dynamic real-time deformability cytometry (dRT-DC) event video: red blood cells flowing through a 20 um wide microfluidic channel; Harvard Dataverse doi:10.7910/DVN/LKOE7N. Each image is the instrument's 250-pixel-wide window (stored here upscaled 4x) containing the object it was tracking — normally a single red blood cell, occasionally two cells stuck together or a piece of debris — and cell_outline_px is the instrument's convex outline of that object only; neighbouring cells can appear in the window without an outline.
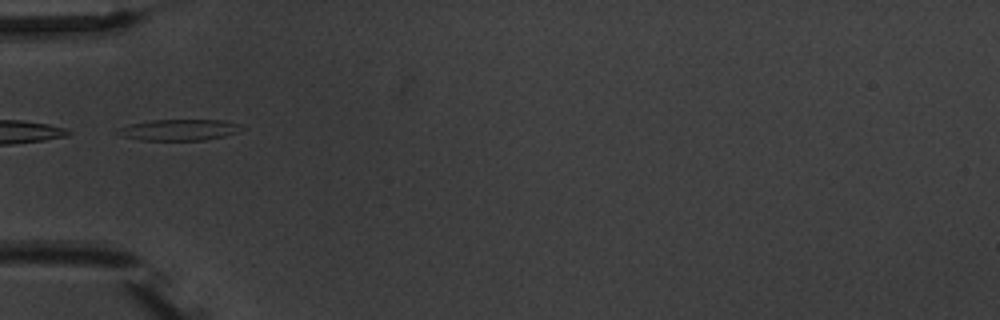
{"species": "common noctule bat (a hibernating species)", "species_latin": "Nyctalus noctula", "temperature_condition": "warm", "stored_images_in_passage": 7, "camera_frame_rate_fps": 3000, "um_per_image_px": 0.085, "animal": {"sex": "male", "body_mass_g": 20.1, "forearm_length_mm": 53.5}, "frame": {"image": 1, "passage_image": 5, "time_ms": 5.667, "image_size_px": [1000, 320], "cell_outline_px": [[248, 128], [240, 132], [224, 136], [204, 140], [140, 140], [124, 136], [112, 132], [116, 128], [128, 124], [152, 120], [224, 120], [240, 124]], "centroid_in_image_um": [15.24, 11.03], "position_along_channel_um": 69.8, "area_um2": 15.61}}
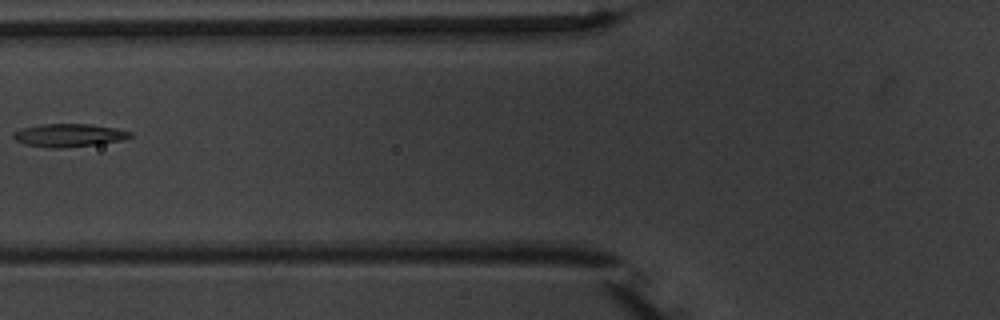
{"frame": {"image": 2, "passage_image": 6, "time_ms": 7.0, "image_size_px": [1000, 320], "cell_outline_px": [[132, 136], [120, 140], [96, 144], [60, 148], [48, 148], [24, 144], [16, 140], [12, 136], [12, 132], [24, 128], [44, 124], [88, 124], [116, 128], [132, 132]], "centroid_in_image_um": [5.83, 11.5], "position_along_channel_um": 120.0, "area_um2": 15.49}}
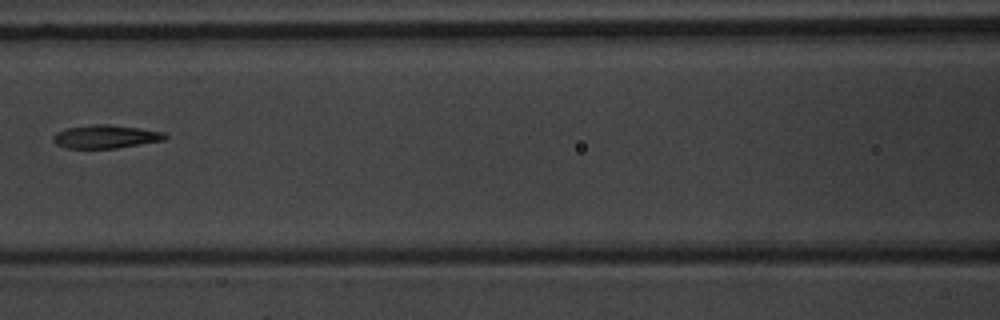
{"frame": {"image": 3, "passage_image": 7, "time_ms": 8.0, "image_size_px": [1000, 320], "cell_outline_px": [[168, 136], [164, 140], [116, 148], [64, 148], [56, 144], [52, 140], [52, 136], [56, 132], [64, 128], [92, 124], [108, 124], [140, 128], [164, 132]], "centroid_in_image_um": [8.93, 11.6], "position_along_channel_um": 157.7, "area_um2": 15.32}}